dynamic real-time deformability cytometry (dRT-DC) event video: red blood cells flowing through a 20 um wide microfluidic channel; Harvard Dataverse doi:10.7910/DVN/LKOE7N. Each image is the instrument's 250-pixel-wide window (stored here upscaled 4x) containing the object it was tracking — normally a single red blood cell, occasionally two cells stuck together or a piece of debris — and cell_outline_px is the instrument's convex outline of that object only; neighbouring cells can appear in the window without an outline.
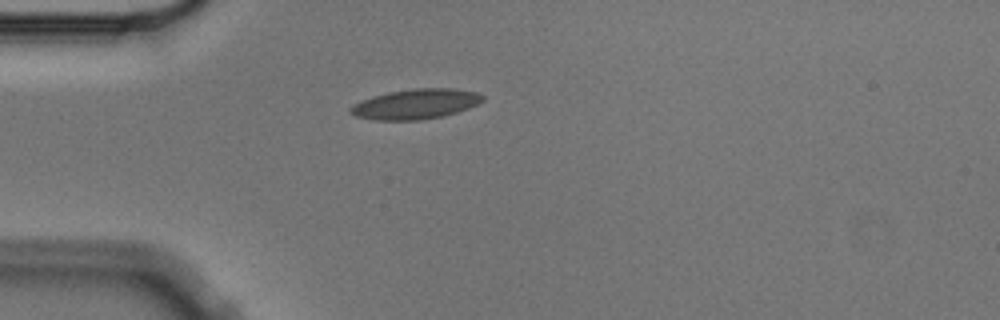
{"species": "Egyptian fruit bat (a non-hibernating species)", "species_latin": "Rousettus aegyptiacus", "temperature_condition": "cold", "stored_images_in_passage": 4, "camera_frame_rate_fps": 3000, "um_per_image_px": 0.085, "animal": {"sex": "male"}, "frame": {"image": 1, "passage_image": 4, "time_ms": 1.0, "image_size_px": [1000, 320], "cell_outline_px": [[484, 100], [468, 108], [444, 116], [420, 120], [376, 120], [356, 116], [352, 112], [352, 104], [360, 100], [372, 96], [388, 92], [416, 88], [452, 88], [476, 92], [484, 96]], "centroid_in_image_um": [35.34, 8.84], "position_along_channel_um": 49.7, "area_um2": 23.0}}